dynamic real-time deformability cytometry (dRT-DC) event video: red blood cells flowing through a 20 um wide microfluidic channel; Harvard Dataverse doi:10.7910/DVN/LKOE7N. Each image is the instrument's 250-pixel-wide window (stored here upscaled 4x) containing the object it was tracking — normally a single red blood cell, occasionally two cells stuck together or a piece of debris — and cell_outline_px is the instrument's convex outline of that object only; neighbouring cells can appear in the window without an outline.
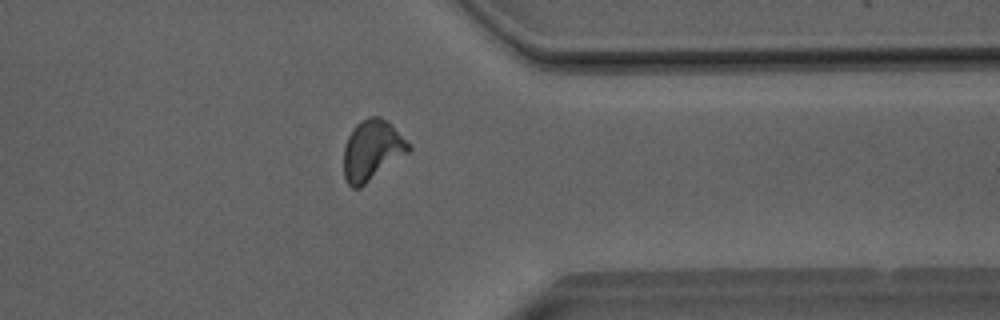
{"species": "Egyptian fruit bat (a non-hibernating species)", "species_latin": "Rousettus aegyptiacus", "temperature_condition": "room temperature", "stored_images_in_passage": 39, "camera_frame_rate_fps": 3000, "um_per_image_px": 0.085, "animal": {"sex": "male"}, "frame": {"image": 1, "passage_image": 34, "time_ms": 11.0, "image_size_px": [1000, 320], "cell_outline_px": [[412, 148], [408, 152], [360, 188], [352, 188], [348, 184], [344, 176], [344, 144], [352, 128], [360, 120], [368, 116], [380, 116], [388, 120], [392, 124]], "centroid_in_image_um": [31.59, 12.74], "position_along_channel_um": 379.8, "area_um2": 22.83}}